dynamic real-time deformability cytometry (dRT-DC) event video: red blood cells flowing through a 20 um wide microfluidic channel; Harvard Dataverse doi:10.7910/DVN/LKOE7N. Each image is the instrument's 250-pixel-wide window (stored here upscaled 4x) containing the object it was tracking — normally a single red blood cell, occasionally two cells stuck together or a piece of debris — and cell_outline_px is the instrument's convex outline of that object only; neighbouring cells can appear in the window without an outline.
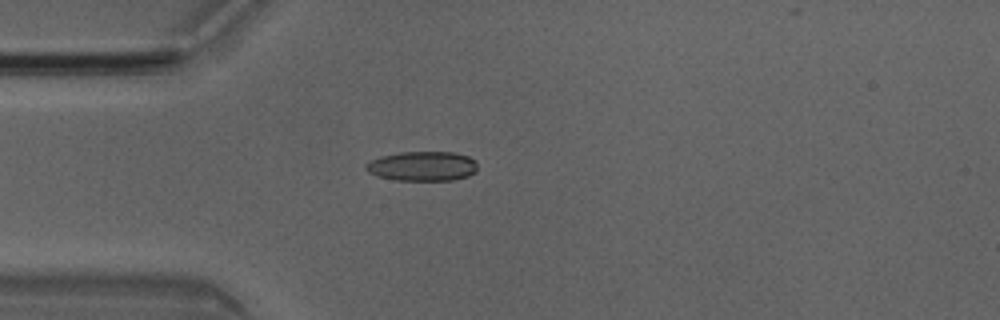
{"species": "Egyptian fruit bat (a non-hibernating species)", "species_latin": "Rousettus aegyptiacus", "temperature_condition": "room temperature", "stored_images_in_passage": 2, "camera_frame_rate_fps": 3000, "um_per_image_px": 0.085, "animal": {"sex": "male"}, "frame": {"image": 1, "passage_image": 2, "time_ms": 0.333, "image_size_px": [1000, 320], "cell_outline_px": [[476, 172], [468, 176], [452, 180], [396, 180], [376, 176], [368, 172], [364, 168], [364, 164], [380, 156], [400, 152], [452, 152], [468, 156], [476, 160]], "centroid_in_image_um": [35.89, 14.12], "position_along_channel_um": 49.1, "area_um2": 19.36}}